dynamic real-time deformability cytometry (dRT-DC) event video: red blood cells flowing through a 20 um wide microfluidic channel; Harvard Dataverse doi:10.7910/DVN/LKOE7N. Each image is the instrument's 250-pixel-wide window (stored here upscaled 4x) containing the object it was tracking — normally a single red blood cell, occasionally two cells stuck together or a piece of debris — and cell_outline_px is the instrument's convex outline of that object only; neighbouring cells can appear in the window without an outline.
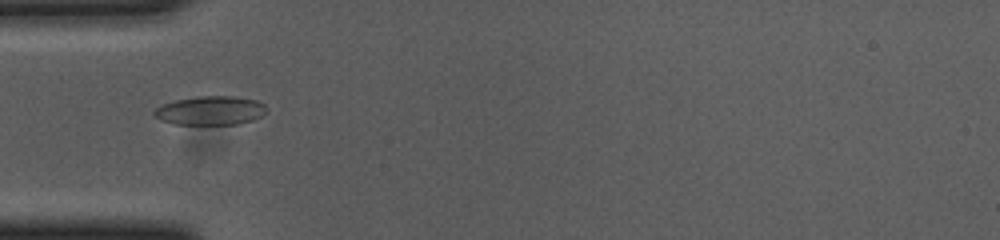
{"species": "common noctule bat (a hibernating species)", "species_latin": "Nyctalus noctula", "temperature_condition": "cold", "stored_images_in_passage": 39, "camera_frame_rate_fps": 3000, "um_per_image_px": 0.085, "animal": {"sex": "female", "body_mass_g": 23.0, "forearm_length_mm": 53.4}, "frame": {"image": 1, "passage_image": 1, "time_ms": 0.0, "image_size_px": [1000, 240], "cell_outline_px": [[268, 108], [260, 116], [252, 120], [236, 124], [176, 124], [160, 120], [152, 112], [156, 108], [164, 104], [176, 100], [196, 96], [236, 96], [256, 100], [264, 104]], "centroid_in_image_um": [17.89, 9.39], "position_along_channel_um": 67.1, "area_um2": 18.79}}
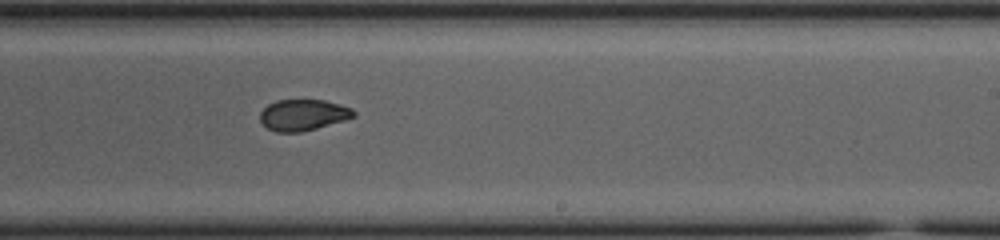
{"frame": {"image": 2, "passage_image": 17, "time_ms": 5.333, "image_size_px": [1000, 240], "cell_outline_px": [[356, 116], [344, 120], [316, 128], [300, 132], [276, 132], [268, 128], [260, 120], [260, 112], [268, 104], [276, 100], [324, 100], [340, 104], [352, 108], [356, 112]], "centroid_in_image_um": [25.77, 9.76], "position_along_channel_um": 263.2, "area_um2": 16.94}}
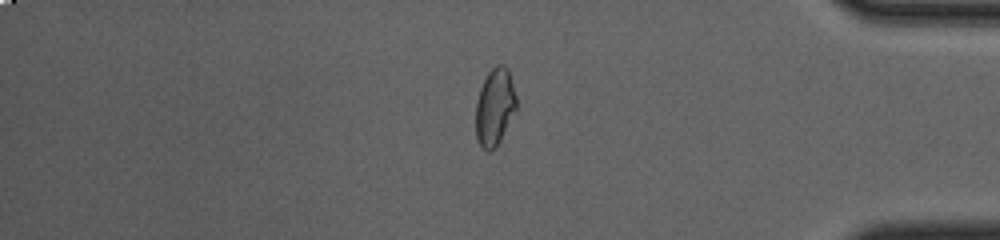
{"frame": {"image": 3, "passage_image": 30, "time_ms": 9.667, "image_size_px": [1000, 240], "cell_outline_px": [[516, 108], [500, 140], [488, 152], [480, 144], [476, 136], [476, 100], [480, 88], [488, 72], [496, 64], [504, 64], [508, 68], [516, 96]], "centroid_in_image_um": [42.05, 9.03], "position_along_channel_um": 393.2, "area_um2": 17.98}, "authors_computed_cell_mechanics": {"area_um2": 17.7446, "velocity_mm_per_s": 3.6722, "shape_relaxation_time_tau1_ms": null, "shape_relaxation_time_tau2_ms": 1.2501, "deformation_change_tau1": null, "deformation_change_tau2": 0.0505}}